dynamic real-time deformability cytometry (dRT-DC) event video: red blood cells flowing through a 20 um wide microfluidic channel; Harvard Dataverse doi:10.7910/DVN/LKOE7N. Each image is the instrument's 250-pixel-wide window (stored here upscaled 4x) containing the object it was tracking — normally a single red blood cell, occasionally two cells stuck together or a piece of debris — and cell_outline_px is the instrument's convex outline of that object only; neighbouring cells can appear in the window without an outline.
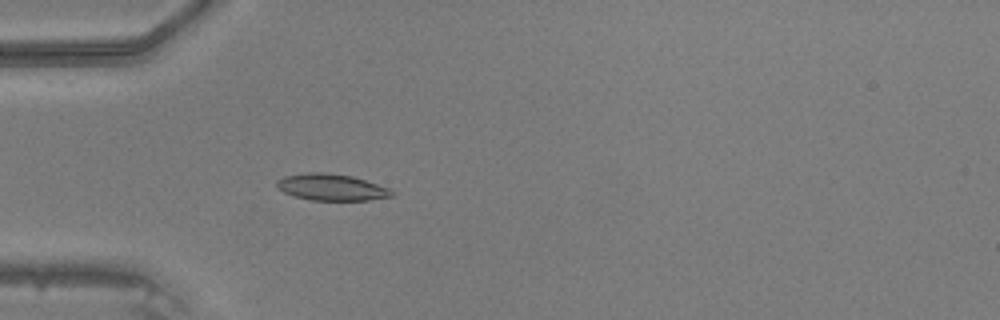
{"species": "common noctule bat (a hibernating species)", "species_latin": "Nyctalus noctula", "temperature_condition": "warm", "stored_images_in_passage": 33, "camera_frame_rate_fps": 3000, "um_per_image_px": 0.085, "animal": {"sex": "male", "body_mass_g": 20.5, "forearm_length_mm": 52.5}, "frame": {"image": 1, "passage_image": 1, "time_ms": 0.0, "image_size_px": [1000, 320], "cell_outline_px": [[396, 192], [392, 196], [368, 200], [312, 200], [296, 196], [284, 192], [276, 184], [276, 180], [284, 176], [308, 172], [320, 172], [352, 176], [388, 188]], "centroid_in_image_um": [28.18, 15.91], "position_along_channel_um": 56.8, "area_um2": 17.51}}
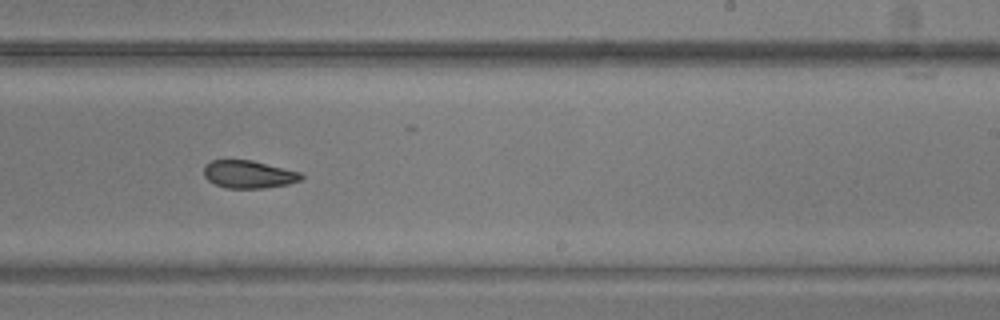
{"frame": {"image": 2, "passage_image": 16, "time_ms": 5.0, "image_size_px": [1000, 320], "cell_outline_px": [[304, 176], [300, 180], [288, 184], [264, 188], [224, 188], [208, 180], [204, 176], [204, 164], [212, 160], [252, 160], [300, 172]], "centroid_in_image_um": [21.12, 14.82], "position_along_channel_um": 267.9, "area_um2": 15.72}}
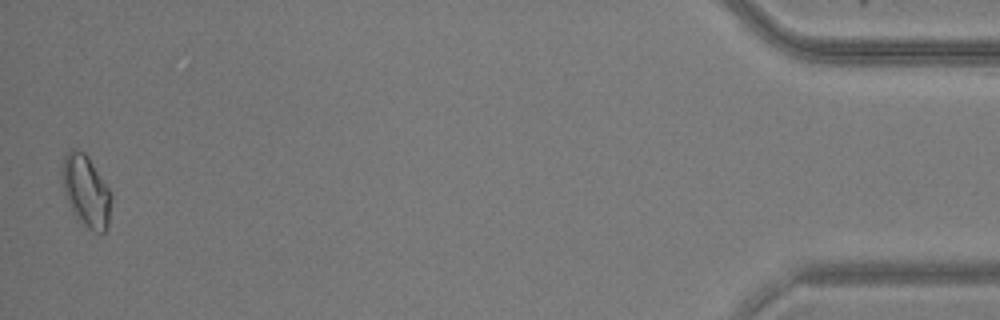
{"frame": {"image": 3, "passage_image": 33, "time_ms": 10.667, "image_size_px": [1000, 320], "cell_outline_px": [[112, 196], [108, 224], [104, 232], [96, 232], [88, 228], [76, 220], [64, 192], [64, 156], [72, 148], [76, 148], [84, 152], [88, 156], [108, 188]], "centroid_in_image_um": [7.34, 16.26], "position_along_channel_um": 427.9, "area_um2": 20.06}}